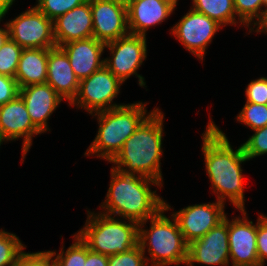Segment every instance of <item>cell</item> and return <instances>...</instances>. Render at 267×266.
Instances as JSON below:
<instances>
[{
	"label": "cell",
	"instance_id": "cell-1",
	"mask_svg": "<svg viewBox=\"0 0 267 266\" xmlns=\"http://www.w3.org/2000/svg\"><path fill=\"white\" fill-rule=\"evenodd\" d=\"M202 139L205 169L212 192L217 195V201L225 204L227 198L235 209H245L243 186L245 180L241 164L249 159L245 156L242 145L233 150L226 134L211 118L202 134Z\"/></svg>",
	"mask_w": 267,
	"mask_h": 266
},
{
	"label": "cell",
	"instance_id": "cell-2",
	"mask_svg": "<svg viewBox=\"0 0 267 266\" xmlns=\"http://www.w3.org/2000/svg\"><path fill=\"white\" fill-rule=\"evenodd\" d=\"M110 177L108 192L101 203V213L139 224L155 216L164 207L162 196L156 190H151V186H163L155 179L123 174L114 168H111Z\"/></svg>",
	"mask_w": 267,
	"mask_h": 266
},
{
	"label": "cell",
	"instance_id": "cell-3",
	"mask_svg": "<svg viewBox=\"0 0 267 266\" xmlns=\"http://www.w3.org/2000/svg\"><path fill=\"white\" fill-rule=\"evenodd\" d=\"M164 113L156 108L125 141L121 150L109 162L123 174L155 179L163 185L161 156H163Z\"/></svg>",
	"mask_w": 267,
	"mask_h": 266
},
{
	"label": "cell",
	"instance_id": "cell-4",
	"mask_svg": "<svg viewBox=\"0 0 267 266\" xmlns=\"http://www.w3.org/2000/svg\"><path fill=\"white\" fill-rule=\"evenodd\" d=\"M170 209L171 206L164 201V207L155 216L138 225V244L144 254L148 249L147 252L151 257H145L148 266L149 264L150 266L172 264L179 266L187 262L188 244L184 240L177 221L172 214L171 219L164 214ZM147 221L151 226L149 229H144Z\"/></svg>",
	"mask_w": 267,
	"mask_h": 266
},
{
	"label": "cell",
	"instance_id": "cell-5",
	"mask_svg": "<svg viewBox=\"0 0 267 266\" xmlns=\"http://www.w3.org/2000/svg\"><path fill=\"white\" fill-rule=\"evenodd\" d=\"M146 103L125 104L92 114L97 116L98 131L96 137L85 152V156L96 155L110 162L121 150L125 141L139 125L156 109L147 112Z\"/></svg>",
	"mask_w": 267,
	"mask_h": 266
},
{
	"label": "cell",
	"instance_id": "cell-6",
	"mask_svg": "<svg viewBox=\"0 0 267 266\" xmlns=\"http://www.w3.org/2000/svg\"><path fill=\"white\" fill-rule=\"evenodd\" d=\"M138 225L132 220L88 210L86 223L76 234L89 250L110 256L126 252L138 244Z\"/></svg>",
	"mask_w": 267,
	"mask_h": 266
},
{
	"label": "cell",
	"instance_id": "cell-7",
	"mask_svg": "<svg viewBox=\"0 0 267 266\" xmlns=\"http://www.w3.org/2000/svg\"><path fill=\"white\" fill-rule=\"evenodd\" d=\"M122 84L123 82L104 65L89 77L80 80L77 96L69 106L82 108L92 115L125 105L113 103Z\"/></svg>",
	"mask_w": 267,
	"mask_h": 266
},
{
	"label": "cell",
	"instance_id": "cell-8",
	"mask_svg": "<svg viewBox=\"0 0 267 266\" xmlns=\"http://www.w3.org/2000/svg\"><path fill=\"white\" fill-rule=\"evenodd\" d=\"M110 57L104 59V65L123 83L135 75L140 87H146L145 78L137 73L147 58L146 36L128 34L117 40L106 43Z\"/></svg>",
	"mask_w": 267,
	"mask_h": 266
},
{
	"label": "cell",
	"instance_id": "cell-9",
	"mask_svg": "<svg viewBox=\"0 0 267 266\" xmlns=\"http://www.w3.org/2000/svg\"><path fill=\"white\" fill-rule=\"evenodd\" d=\"M6 23L10 39L23 49L56 47L53 20L47 18L35 6Z\"/></svg>",
	"mask_w": 267,
	"mask_h": 266
},
{
	"label": "cell",
	"instance_id": "cell-10",
	"mask_svg": "<svg viewBox=\"0 0 267 266\" xmlns=\"http://www.w3.org/2000/svg\"><path fill=\"white\" fill-rule=\"evenodd\" d=\"M221 27L223 28L217 21L191 8L171 28V34L176 36L186 50L202 61L207 53V46L212 43L214 35Z\"/></svg>",
	"mask_w": 267,
	"mask_h": 266
},
{
	"label": "cell",
	"instance_id": "cell-11",
	"mask_svg": "<svg viewBox=\"0 0 267 266\" xmlns=\"http://www.w3.org/2000/svg\"><path fill=\"white\" fill-rule=\"evenodd\" d=\"M225 204L220 201L189 205L172 216L177 221L187 244L202 238L212 228L222 222L227 213Z\"/></svg>",
	"mask_w": 267,
	"mask_h": 266
},
{
	"label": "cell",
	"instance_id": "cell-12",
	"mask_svg": "<svg viewBox=\"0 0 267 266\" xmlns=\"http://www.w3.org/2000/svg\"><path fill=\"white\" fill-rule=\"evenodd\" d=\"M39 134L42 132L32 123L20 95L0 105V138L3 142H8L23 137L22 162L32 146V138Z\"/></svg>",
	"mask_w": 267,
	"mask_h": 266
},
{
	"label": "cell",
	"instance_id": "cell-13",
	"mask_svg": "<svg viewBox=\"0 0 267 266\" xmlns=\"http://www.w3.org/2000/svg\"><path fill=\"white\" fill-rule=\"evenodd\" d=\"M93 37L109 43L129 34L127 4L117 0H89Z\"/></svg>",
	"mask_w": 267,
	"mask_h": 266
},
{
	"label": "cell",
	"instance_id": "cell-14",
	"mask_svg": "<svg viewBox=\"0 0 267 266\" xmlns=\"http://www.w3.org/2000/svg\"><path fill=\"white\" fill-rule=\"evenodd\" d=\"M230 261L228 242V217L212 228L202 238L188 244L187 266L202 264L228 266Z\"/></svg>",
	"mask_w": 267,
	"mask_h": 266
},
{
	"label": "cell",
	"instance_id": "cell-15",
	"mask_svg": "<svg viewBox=\"0 0 267 266\" xmlns=\"http://www.w3.org/2000/svg\"><path fill=\"white\" fill-rule=\"evenodd\" d=\"M242 213L228 219L229 256L232 266H260L257 255V224L248 220L246 209Z\"/></svg>",
	"mask_w": 267,
	"mask_h": 266
},
{
	"label": "cell",
	"instance_id": "cell-16",
	"mask_svg": "<svg viewBox=\"0 0 267 266\" xmlns=\"http://www.w3.org/2000/svg\"><path fill=\"white\" fill-rule=\"evenodd\" d=\"M32 123L42 132L50 131L48 120L64 100L49 84H36L19 88Z\"/></svg>",
	"mask_w": 267,
	"mask_h": 266
},
{
	"label": "cell",
	"instance_id": "cell-17",
	"mask_svg": "<svg viewBox=\"0 0 267 266\" xmlns=\"http://www.w3.org/2000/svg\"><path fill=\"white\" fill-rule=\"evenodd\" d=\"M105 43L94 37L72 41L61 45L60 48L67 54L75 76L80 80L89 77L92 73L104 66Z\"/></svg>",
	"mask_w": 267,
	"mask_h": 266
},
{
	"label": "cell",
	"instance_id": "cell-18",
	"mask_svg": "<svg viewBox=\"0 0 267 266\" xmlns=\"http://www.w3.org/2000/svg\"><path fill=\"white\" fill-rule=\"evenodd\" d=\"M56 46L93 37V19L90 1L74 7L53 20Z\"/></svg>",
	"mask_w": 267,
	"mask_h": 266
},
{
	"label": "cell",
	"instance_id": "cell-19",
	"mask_svg": "<svg viewBox=\"0 0 267 266\" xmlns=\"http://www.w3.org/2000/svg\"><path fill=\"white\" fill-rule=\"evenodd\" d=\"M174 10L173 5L163 0H130L127 3L129 33L146 36L149 28L165 22Z\"/></svg>",
	"mask_w": 267,
	"mask_h": 266
},
{
	"label": "cell",
	"instance_id": "cell-20",
	"mask_svg": "<svg viewBox=\"0 0 267 266\" xmlns=\"http://www.w3.org/2000/svg\"><path fill=\"white\" fill-rule=\"evenodd\" d=\"M46 83L69 104L77 96L80 81L73 72L67 54L60 47L48 49Z\"/></svg>",
	"mask_w": 267,
	"mask_h": 266
},
{
	"label": "cell",
	"instance_id": "cell-21",
	"mask_svg": "<svg viewBox=\"0 0 267 266\" xmlns=\"http://www.w3.org/2000/svg\"><path fill=\"white\" fill-rule=\"evenodd\" d=\"M47 66L48 49H23L14 77L18 87L45 84L47 82Z\"/></svg>",
	"mask_w": 267,
	"mask_h": 266
},
{
	"label": "cell",
	"instance_id": "cell-22",
	"mask_svg": "<svg viewBox=\"0 0 267 266\" xmlns=\"http://www.w3.org/2000/svg\"><path fill=\"white\" fill-rule=\"evenodd\" d=\"M192 9L205 14L210 19L217 21L223 27L228 25H242L237 21L233 0H192ZM237 23V24H236Z\"/></svg>",
	"mask_w": 267,
	"mask_h": 266
},
{
	"label": "cell",
	"instance_id": "cell-23",
	"mask_svg": "<svg viewBox=\"0 0 267 266\" xmlns=\"http://www.w3.org/2000/svg\"><path fill=\"white\" fill-rule=\"evenodd\" d=\"M26 249L17 235L0 229V266H14Z\"/></svg>",
	"mask_w": 267,
	"mask_h": 266
},
{
	"label": "cell",
	"instance_id": "cell-24",
	"mask_svg": "<svg viewBox=\"0 0 267 266\" xmlns=\"http://www.w3.org/2000/svg\"><path fill=\"white\" fill-rule=\"evenodd\" d=\"M72 238L74 242L65 251L61 247L58 254L55 251H51L56 260L57 266H85L87 258V245L80 239L75 233Z\"/></svg>",
	"mask_w": 267,
	"mask_h": 266
},
{
	"label": "cell",
	"instance_id": "cell-25",
	"mask_svg": "<svg viewBox=\"0 0 267 266\" xmlns=\"http://www.w3.org/2000/svg\"><path fill=\"white\" fill-rule=\"evenodd\" d=\"M234 9L238 21L243 23L242 26L250 27L257 23L261 18L265 4L264 0H233ZM253 22V23H252Z\"/></svg>",
	"mask_w": 267,
	"mask_h": 266
},
{
	"label": "cell",
	"instance_id": "cell-26",
	"mask_svg": "<svg viewBox=\"0 0 267 266\" xmlns=\"http://www.w3.org/2000/svg\"><path fill=\"white\" fill-rule=\"evenodd\" d=\"M236 119L253 131L263 128L267 126V104L246 102Z\"/></svg>",
	"mask_w": 267,
	"mask_h": 266
},
{
	"label": "cell",
	"instance_id": "cell-27",
	"mask_svg": "<svg viewBox=\"0 0 267 266\" xmlns=\"http://www.w3.org/2000/svg\"><path fill=\"white\" fill-rule=\"evenodd\" d=\"M23 48L10 38L0 47V74L15 77Z\"/></svg>",
	"mask_w": 267,
	"mask_h": 266
},
{
	"label": "cell",
	"instance_id": "cell-28",
	"mask_svg": "<svg viewBox=\"0 0 267 266\" xmlns=\"http://www.w3.org/2000/svg\"><path fill=\"white\" fill-rule=\"evenodd\" d=\"M35 7L47 18L55 20L58 16L66 14L74 7L82 5L87 0H36Z\"/></svg>",
	"mask_w": 267,
	"mask_h": 266
},
{
	"label": "cell",
	"instance_id": "cell-29",
	"mask_svg": "<svg viewBox=\"0 0 267 266\" xmlns=\"http://www.w3.org/2000/svg\"><path fill=\"white\" fill-rule=\"evenodd\" d=\"M241 145L249 160L267 154V126L254 130V134Z\"/></svg>",
	"mask_w": 267,
	"mask_h": 266
},
{
	"label": "cell",
	"instance_id": "cell-30",
	"mask_svg": "<svg viewBox=\"0 0 267 266\" xmlns=\"http://www.w3.org/2000/svg\"><path fill=\"white\" fill-rule=\"evenodd\" d=\"M145 257L137 244L126 252L108 256V266H148Z\"/></svg>",
	"mask_w": 267,
	"mask_h": 266
},
{
	"label": "cell",
	"instance_id": "cell-31",
	"mask_svg": "<svg viewBox=\"0 0 267 266\" xmlns=\"http://www.w3.org/2000/svg\"><path fill=\"white\" fill-rule=\"evenodd\" d=\"M14 266H57L51 251L23 252Z\"/></svg>",
	"mask_w": 267,
	"mask_h": 266
},
{
	"label": "cell",
	"instance_id": "cell-32",
	"mask_svg": "<svg viewBox=\"0 0 267 266\" xmlns=\"http://www.w3.org/2000/svg\"><path fill=\"white\" fill-rule=\"evenodd\" d=\"M246 102L267 104V77L252 80L245 89Z\"/></svg>",
	"mask_w": 267,
	"mask_h": 266
},
{
	"label": "cell",
	"instance_id": "cell-33",
	"mask_svg": "<svg viewBox=\"0 0 267 266\" xmlns=\"http://www.w3.org/2000/svg\"><path fill=\"white\" fill-rule=\"evenodd\" d=\"M257 255L260 266L265 265L267 260V216L259 214L257 219Z\"/></svg>",
	"mask_w": 267,
	"mask_h": 266
},
{
	"label": "cell",
	"instance_id": "cell-34",
	"mask_svg": "<svg viewBox=\"0 0 267 266\" xmlns=\"http://www.w3.org/2000/svg\"><path fill=\"white\" fill-rule=\"evenodd\" d=\"M19 95V87L15 78L0 74V105Z\"/></svg>",
	"mask_w": 267,
	"mask_h": 266
},
{
	"label": "cell",
	"instance_id": "cell-35",
	"mask_svg": "<svg viewBox=\"0 0 267 266\" xmlns=\"http://www.w3.org/2000/svg\"><path fill=\"white\" fill-rule=\"evenodd\" d=\"M85 266H108V256L93 252L87 246Z\"/></svg>",
	"mask_w": 267,
	"mask_h": 266
},
{
	"label": "cell",
	"instance_id": "cell-36",
	"mask_svg": "<svg viewBox=\"0 0 267 266\" xmlns=\"http://www.w3.org/2000/svg\"><path fill=\"white\" fill-rule=\"evenodd\" d=\"M253 27L249 28V33L257 32V33L267 34V6H265L261 18L257 21V23Z\"/></svg>",
	"mask_w": 267,
	"mask_h": 266
},
{
	"label": "cell",
	"instance_id": "cell-37",
	"mask_svg": "<svg viewBox=\"0 0 267 266\" xmlns=\"http://www.w3.org/2000/svg\"><path fill=\"white\" fill-rule=\"evenodd\" d=\"M2 20H0L1 23ZM10 38L9 28L7 23L4 24V27H0V47Z\"/></svg>",
	"mask_w": 267,
	"mask_h": 266
},
{
	"label": "cell",
	"instance_id": "cell-38",
	"mask_svg": "<svg viewBox=\"0 0 267 266\" xmlns=\"http://www.w3.org/2000/svg\"><path fill=\"white\" fill-rule=\"evenodd\" d=\"M9 9L10 7L3 0H0V20L4 18Z\"/></svg>",
	"mask_w": 267,
	"mask_h": 266
},
{
	"label": "cell",
	"instance_id": "cell-39",
	"mask_svg": "<svg viewBox=\"0 0 267 266\" xmlns=\"http://www.w3.org/2000/svg\"><path fill=\"white\" fill-rule=\"evenodd\" d=\"M163 1L168 2L169 4L173 5L175 8H176L177 2H178V0H163Z\"/></svg>",
	"mask_w": 267,
	"mask_h": 266
},
{
	"label": "cell",
	"instance_id": "cell-40",
	"mask_svg": "<svg viewBox=\"0 0 267 266\" xmlns=\"http://www.w3.org/2000/svg\"><path fill=\"white\" fill-rule=\"evenodd\" d=\"M10 8L13 5V3L15 2V0H3Z\"/></svg>",
	"mask_w": 267,
	"mask_h": 266
},
{
	"label": "cell",
	"instance_id": "cell-41",
	"mask_svg": "<svg viewBox=\"0 0 267 266\" xmlns=\"http://www.w3.org/2000/svg\"><path fill=\"white\" fill-rule=\"evenodd\" d=\"M117 1H120V2L127 4L130 0H117Z\"/></svg>",
	"mask_w": 267,
	"mask_h": 266
},
{
	"label": "cell",
	"instance_id": "cell-42",
	"mask_svg": "<svg viewBox=\"0 0 267 266\" xmlns=\"http://www.w3.org/2000/svg\"><path fill=\"white\" fill-rule=\"evenodd\" d=\"M264 4H265V6H267V0H264Z\"/></svg>",
	"mask_w": 267,
	"mask_h": 266
}]
</instances>
